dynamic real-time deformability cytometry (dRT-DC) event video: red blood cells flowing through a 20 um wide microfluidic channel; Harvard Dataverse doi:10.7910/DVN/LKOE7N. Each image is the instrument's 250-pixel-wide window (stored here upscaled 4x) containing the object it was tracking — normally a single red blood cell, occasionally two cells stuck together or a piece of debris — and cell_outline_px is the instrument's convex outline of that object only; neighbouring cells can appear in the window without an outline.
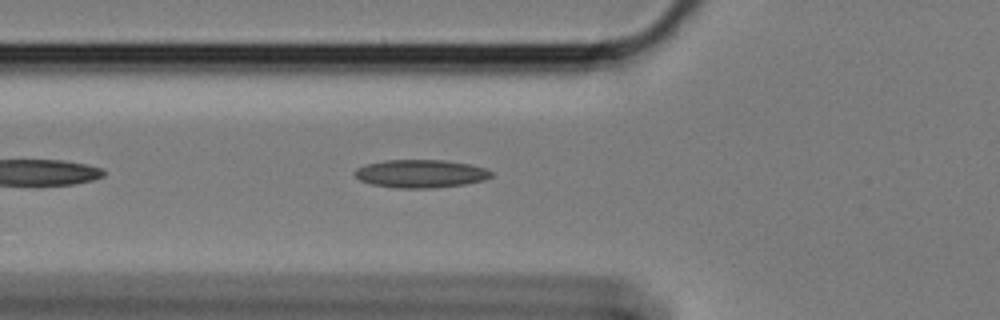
{"species": "Egyptian fruit bat (a non-hibernating species)", "species_latin": "Rousettus aegyptiacus", "temperature_condition": "cold", "stored_images_in_passage": 24, "camera_frame_rate_fps": 3000, "um_per_image_px": 0.085, "animal": {"sex": "female"}, "frame": {"image": 1, "passage_image": 6, "time_ms": 1.667, "image_size_px": [1000, 320], "cell_outline_px": [[492, 176], [484, 180], [464, 184], [432, 188], [396, 188], [372, 184], [360, 180], [352, 172], [356, 168], [364, 164], [384, 160], [444, 160], [468, 164], [484, 168], [492, 172]], "centroid_in_image_um": [35.71, 14.76], "position_along_channel_um": 90.1, "area_um2": 22.31}}
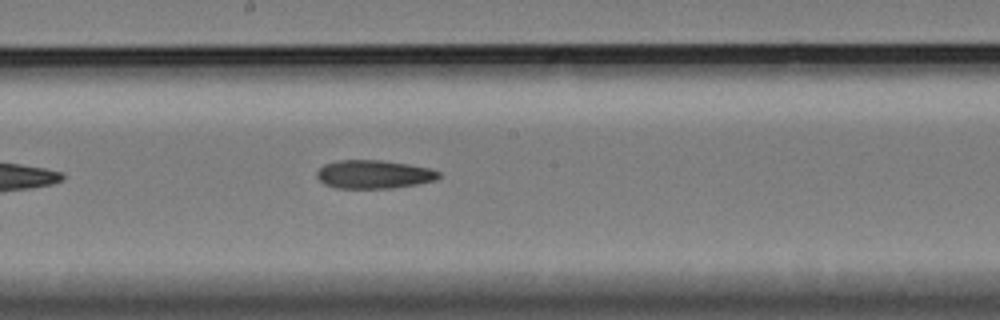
{"frame": {"image": 2, "passage_image": 17, "time_ms": 5.333, "image_size_px": [1000, 320], "cell_outline_px": [[440, 176], [436, 180], [416, 184], [392, 188], [336, 188], [324, 184], [316, 176], [316, 172], [324, 164], [336, 160], [380, 160], [408, 164], [432, 168], [440, 172]], "centroid_in_image_um": [31.77, 14.81], "position_along_channel_um": 216.4, "area_um2": 20.29}}
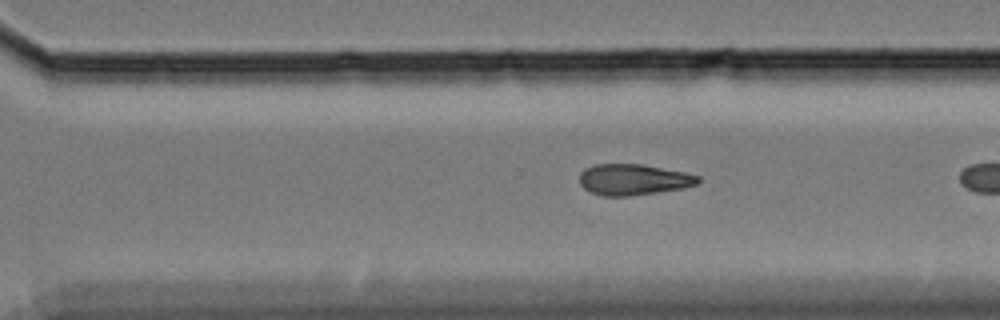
{"frame": {"image": 3, "passage_image": 23, "time_ms": 7.333, "image_size_px": [1000, 320], "cell_outline_px": [[700, 180], [696, 184], [684, 188], [632, 196], [604, 196], [588, 192], [580, 184], [580, 172], [584, 168], [596, 164], [640, 164], [684, 172], [700, 176]], "centroid_in_image_um": [53.81, 15.27], "position_along_channel_um": 316.8, "area_um2": 21.5}}